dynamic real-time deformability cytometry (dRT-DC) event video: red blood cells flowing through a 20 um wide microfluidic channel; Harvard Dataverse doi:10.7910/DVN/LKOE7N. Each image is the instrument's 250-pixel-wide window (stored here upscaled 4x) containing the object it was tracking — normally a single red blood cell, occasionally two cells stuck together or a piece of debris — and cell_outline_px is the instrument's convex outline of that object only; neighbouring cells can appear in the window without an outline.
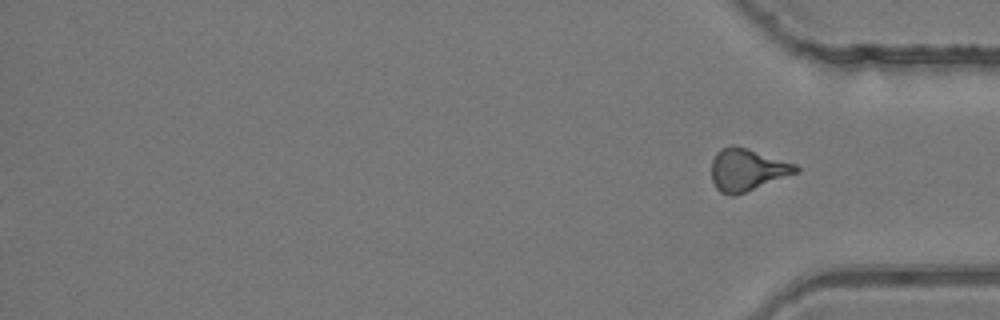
{"species": "common noctule bat (a hibernating species)", "species_latin": "Nyctalus noctula", "temperature_condition": "room temperature", "stored_images_in_passage": 50, "segment_of_instrument_passage": [2, 2], "camera_frame_rate_fps": 3000, "um_per_image_px": 0.085, "animal": {"sex": "female", "body_mass_g": 24.6, "forearm_length_mm": 56.2}, "frame": {"image": 1, "passage_image": 50, "time_ms": 16.333, "image_size_px": [1000, 320], "cell_outline_px": [[800, 172], [736, 196], [732, 196], [720, 192], [716, 188], [712, 180], [712, 160], [716, 152], [720, 148], [728, 144], [732, 144], [748, 148], [796, 164], [800, 168]], "centroid_in_image_um": [63.51, 14.42], "position_along_channel_um": 371.7, "area_um2": 21.15}}